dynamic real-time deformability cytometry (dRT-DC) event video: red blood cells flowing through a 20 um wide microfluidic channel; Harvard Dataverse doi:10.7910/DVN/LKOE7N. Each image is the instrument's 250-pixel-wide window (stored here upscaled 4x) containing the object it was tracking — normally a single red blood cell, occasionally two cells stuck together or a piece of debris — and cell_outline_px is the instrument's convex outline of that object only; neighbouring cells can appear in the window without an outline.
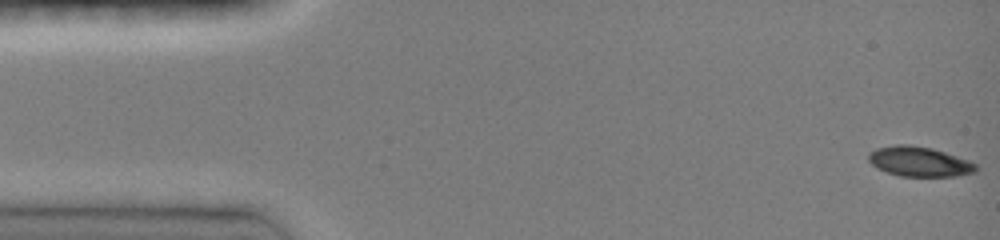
{"species": "common noctule bat (a hibernating species)", "species_latin": "Nyctalus noctula", "temperature_condition": "room temperature", "stored_images_in_passage": 47, "camera_frame_rate_fps": 3000, "um_per_image_px": 0.085, "animal": {"sex": "female", "body_mass_g": 19.0, "forearm_length_mm": 51.5}, "frame": {"image": 1, "passage_image": 1, "time_ms": 0.0, "image_size_px": [1000, 240], "cell_outline_px": [[976, 172], [956, 176], [900, 176], [876, 168], [868, 160], [868, 152], [876, 148], [896, 144], [908, 144], [932, 148], [968, 160], [976, 164]], "centroid_in_image_um": [78.1, 13.73], "position_along_channel_um": 6.9, "area_um2": 18.67}}
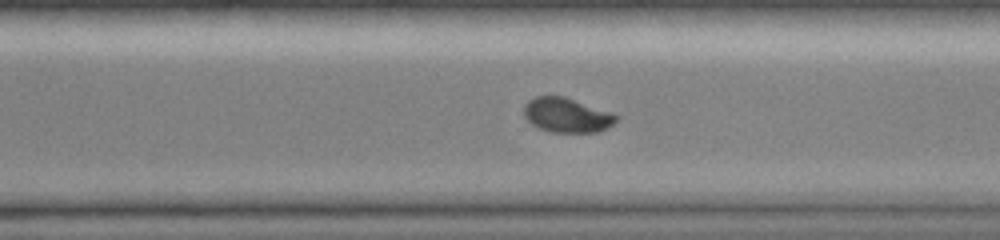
{"frame": {"image": 2, "passage_image": 33, "time_ms": 10.667, "image_size_px": [1000, 240], "cell_outline_px": [[620, 116], [612, 124], [600, 132], [552, 132], [540, 128], [532, 124], [524, 116], [524, 104], [528, 100], [536, 96], [564, 96], [612, 112]], "centroid_in_image_um": [48.19, 9.78], "position_along_channel_um": 322.4, "area_um2": 18.61}}
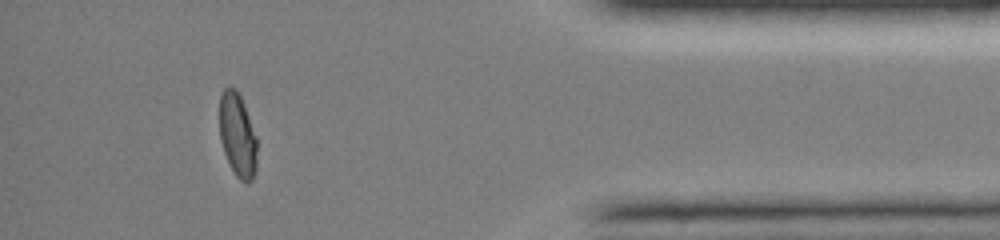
{"frame": {"image": 3, "passage_image": 42, "time_ms": 13.667, "image_size_px": [1000, 240], "cell_outline_px": [[256, 172], [252, 180], [240, 180], [236, 176], [228, 164], [220, 140], [220, 92], [228, 84], [236, 88], [244, 104], [256, 136]], "centroid_in_image_um": [20.17, 11.44], "position_along_channel_um": 415.0, "area_um2": 18.44}, "authors_computed_cell_mechanics": {"area_um2": 19.1896, "velocity_mm_per_s": 4.1034, "shape_relaxation_time_tau1_ms": 5.79, "shape_relaxation_time_tau2_ms": 1.9732, "deformation_change_tau1": 0.1877, "deformation_change_tau2": 0.0199}}